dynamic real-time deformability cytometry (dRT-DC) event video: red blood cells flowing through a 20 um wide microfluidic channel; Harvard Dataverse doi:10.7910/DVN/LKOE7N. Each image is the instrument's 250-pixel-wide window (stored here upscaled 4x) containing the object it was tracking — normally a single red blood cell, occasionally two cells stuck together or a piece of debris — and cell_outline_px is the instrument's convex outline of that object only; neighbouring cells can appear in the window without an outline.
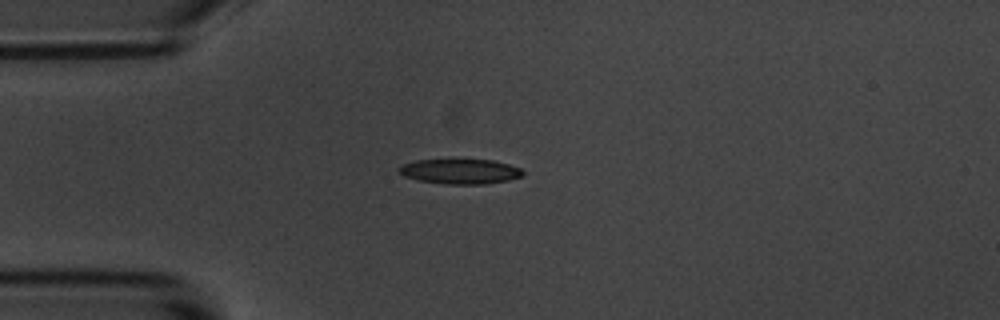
{"species": "common noctule bat (a hibernating species)", "species_latin": "Nyctalus noctula", "temperature_condition": "room temperature", "stored_images_in_passage": 12, "camera_frame_rate_fps": 3000, "um_per_image_px": 0.085, "animal": {"sex": "male", "body_mass_g": 20.1, "forearm_length_mm": 53.5}, "frame": {"image": 1, "passage_image": 1, "time_ms": 0.0, "image_size_px": [1000, 320], "cell_outline_px": [[524, 176], [508, 180], [484, 184], [444, 184], [416, 180], [404, 176], [396, 168], [404, 164], [416, 160], [492, 160], [508, 164], [520, 168], [524, 172]], "centroid_in_image_um": [39.11, 14.58], "position_along_channel_um": 45.9, "area_um2": 17.98}}
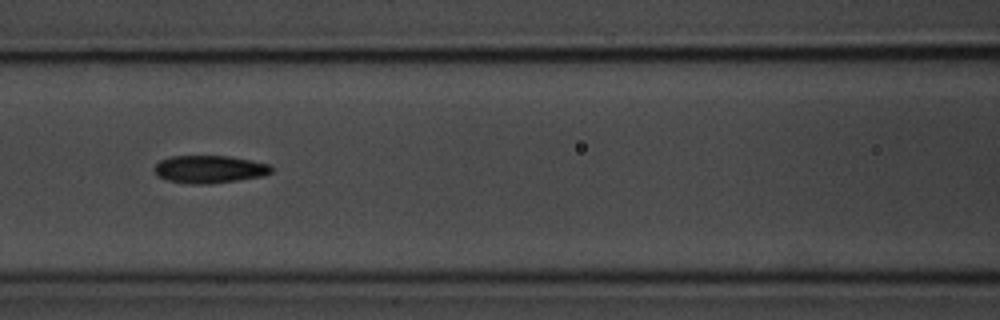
{"frame": {"image": 2, "passage_image": 4, "time_ms": 3.333, "image_size_px": [1000, 320], "cell_outline_px": [[276, 168], [272, 172], [264, 176], [208, 184], [188, 184], [168, 180], [156, 176], [152, 168], [160, 160], [172, 156], [228, 156], [252, 160], [272, 164]], "centroid_in_image_um": [17.83, 14.38], "position_along_channel_um": 148.8, "area_um2": 19.19}}
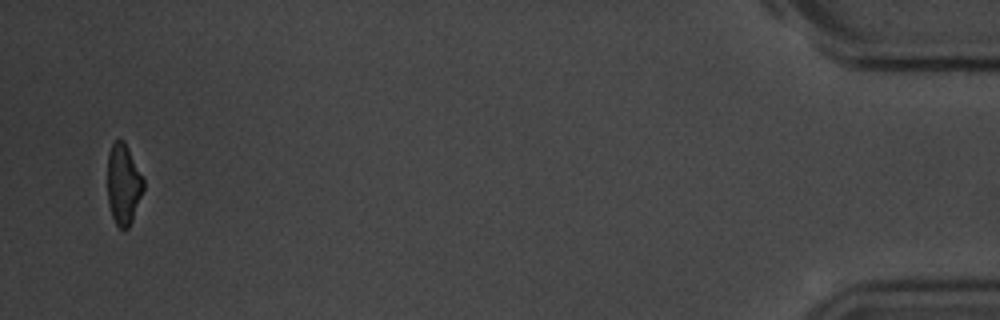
{"frame": {"image": 3, "passage_image": 12, "time_ms": 13.667, "image_size_px": [1000, 320], "cell_outline_px": [[144, 188], [132, 220], [128, 228], [120, 228], [116, 224], [112, 216], [108, 204], [108, 156], [112, 144], [116, 140], [124, 140], [144, 180]], "centroid_in_image_um": [10.49, 15.66], "position_along_channel_um": 424.7, "area_um2": 16.65}, "authors_computed_cell_mechanics": {"area_um2": 18.2359, "velocity_mm_per_s": 3.509, "shape_relaxation_time_tau1_ms": 3.0523, "shape_relaxation_time_tau2_ms": 5.4364, "deformation_change_tau1": 0.1163, "deformation_change_tau2": 0.1309}}